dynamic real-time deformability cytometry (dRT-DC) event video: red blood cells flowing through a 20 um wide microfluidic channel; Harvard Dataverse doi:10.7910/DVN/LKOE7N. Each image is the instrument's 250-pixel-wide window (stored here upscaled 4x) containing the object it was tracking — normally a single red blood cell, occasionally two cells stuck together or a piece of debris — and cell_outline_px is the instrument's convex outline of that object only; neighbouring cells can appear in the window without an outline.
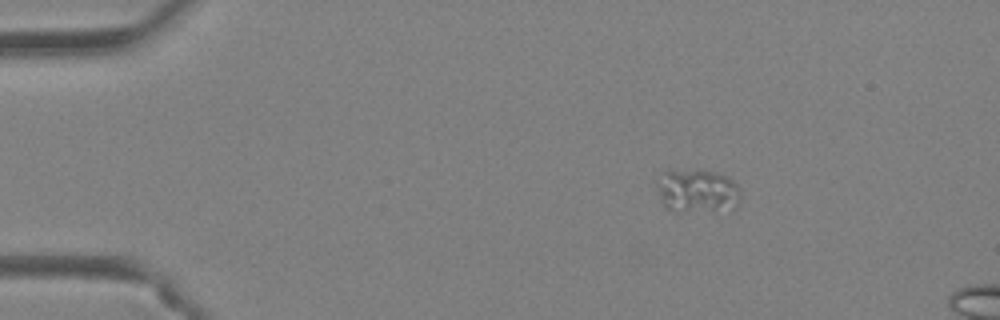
{"species": "Egyptian fruit bat (a non-hibernating species)", "species_latin": "Rousettus aegyptiacus", "temperature_condition": "warm", "stored_images_in_passage": 6, "camera_frame_rate_fps": 3000, "um_per_image_px": 0.085, "animal": {"sex": "female"}, "frame": {"image": 1, "passage_image": 1, "time_ms": 0.0, "image_size_px": [1000, 320], "cell_outline_px": [[740, 200], [736, 208], [712, 212], [676, 212], [664, 208], [660, 200], [660, 188], [664, 172], [716, 172], [728, 176], [736, 184], [740, 192]], "centroid_in_image_um": [59.37, 16.33], "position_along_channel_um": 25.6, "area_um2": 20.81}}